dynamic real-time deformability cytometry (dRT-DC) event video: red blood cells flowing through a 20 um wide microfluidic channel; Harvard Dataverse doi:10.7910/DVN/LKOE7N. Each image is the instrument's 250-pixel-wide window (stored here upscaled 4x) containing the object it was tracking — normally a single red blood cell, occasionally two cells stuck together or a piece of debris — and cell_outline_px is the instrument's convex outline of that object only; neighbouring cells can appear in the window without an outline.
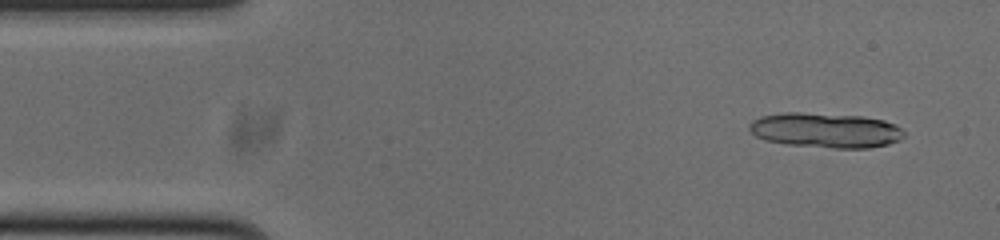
{"species": "common noctule bat (a hibernating species)", "species_latin": "Nyctalus noctula", "temperature_condition": "cold", "stored_images_in_passage": 52, "camera_frame_rate_fps": 3000, "um_per_image_px": 0.085, "animal": {"sex": "male", "body_mass_g": 20.0, "forearm_length_mm": 53.3}, "frame": {"image": 1, "passage_image": 3, "time_ms": 0.667, "image_size_px": [1000, 240], "cell_outline_px": [[904, 136], [900, 140], [888, 144], [868, 148], [832, 148], [784, 144], [764, 140], [756, 136], [748, 128], [748, 124], [752, 120], [760, 116], [784, 112], [800, 112], [864, 116], [884, 120], [896, 124], [904, 132]], "centroid_in_image_um": [70.16, 11.07], "position_along_channel_um": 14.8, "area_um2": 31.85}}
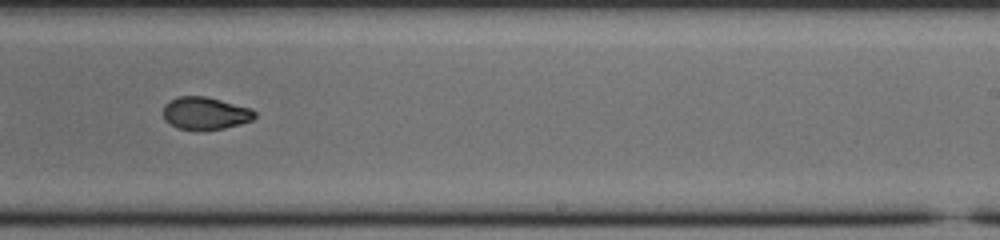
{"frame": {"image": 2, "passage_image": 31, "time_ms": 10.0, "image_size_px": [1000, 240], "cell_outline_px": [[256, 116], [252, 120], [240, 124], [224, 128], [196, 132], [176, 128], [164, 120], [164, 104], [168, 100], [180, 96], [204, 96], [252, 108], [256, 112]], "centroid_in_image_um": [17.43, 9.65], "position_along_channel_um": 271.6, "area_um2": 17.74}}
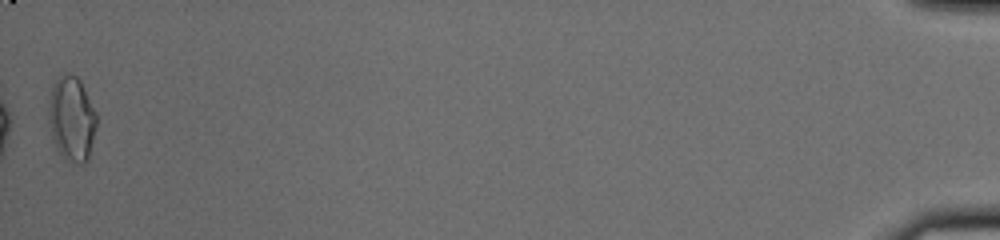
{"frame": {"image": 3, "passage_image": 52, "time_ms": 17.0, "image_size_px": [1000, 240], "cell_outline_px": [[96, 124], [88, 160], [84, 164], [80, 164], [64, 160], [60, 156], [52, 140], [48, 124], [48, 104], [52, 84], [60, 76], [68, 72], [76, 76], [80, 80], [96, 112]], "centroid_in_image_um": [6.06, 10.12], "position_along_channel_um": 429.1, "area_um2": 24.04}, "authors_computed_cell_mechanics": {"area_um2": 18.6405, "velocity_mm_per_s": 3.7897, "shape_relaxation_time_tau1_ms": 5.4501, "shape_relaxation_time_tau2_ms": 4.2052, "deformation_change_tau1": 0.1502, "deformation_change_tau2": 0.0723}}